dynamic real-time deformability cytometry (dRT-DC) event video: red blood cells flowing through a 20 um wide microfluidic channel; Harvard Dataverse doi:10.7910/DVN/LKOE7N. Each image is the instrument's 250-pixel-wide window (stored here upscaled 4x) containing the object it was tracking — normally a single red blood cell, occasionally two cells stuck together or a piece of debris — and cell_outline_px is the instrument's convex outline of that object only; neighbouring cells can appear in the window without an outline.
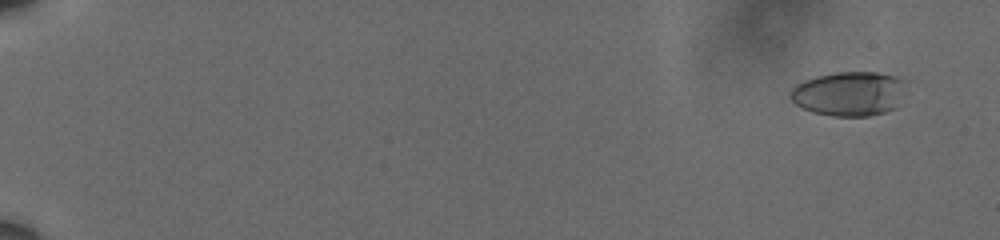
{"species": "human", "species_latin": "Homo sapiens", "temperature_condition": "cold", "stored_images_in_passage": 55, "camera_frame_rate_fps": 3000, "um_per_image_px": 0.085, "donor": {"sex": "male"}, "frame": {"image": 1, "passage_image": 3, "time_ms": 0.667, "image_size_px": [1000, 240], "cell_outline_px": [[908, 80], [896, 108], [884, 112], [868, 116], [832, 116], [812, 112], [796, 104], [792, 100], [792, 88], [796, 84], [804, 80], [816, 76], [836, 72], [876, 72], [896, 76]], "centroid_in_image_um": [72.22, 7.95], "position_along_channel_um": 12.8, "area_um2": 30.0}}
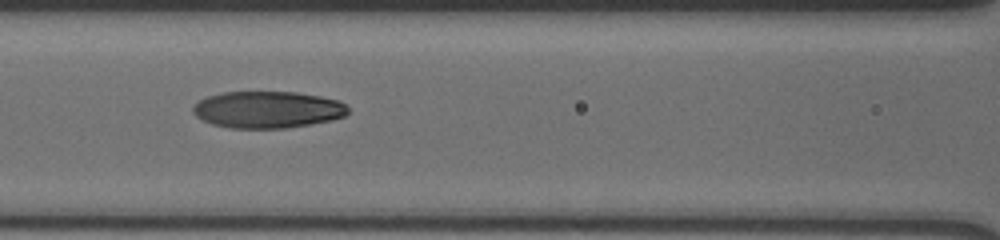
{"frame": {"image": 2, "passage_image": 25, "time_ms": 8.0, "image_size_px": [1000, 240], "cell_outline_px": [[348, 112], [344, 116], [332, 120], [284, 128], [228, 128], [212, 124], [196, 116], [192, 112], [192, 108], [200, 100], [208, 96], [224, 92], [296, 92], [320, 96], [340, 100], [348, 108]], "centroid_in_image_um": [22.74, 9.31], "position_along_channel_um": 143.9, "area_um2": 33.18}}
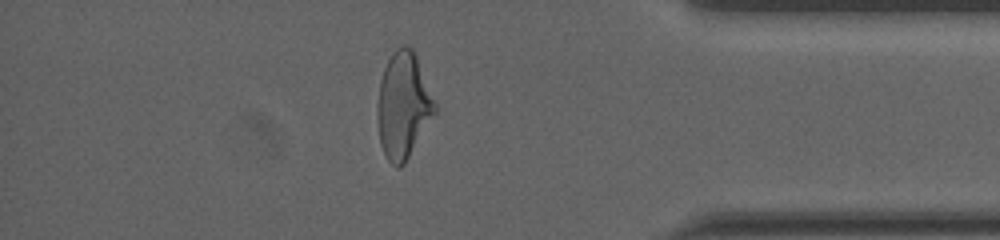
{"frame": {"image": 3, "passage_image": 48, "time_ms": 15.667, "image_size_px": [1000, 240], "cell_outline_px": [[436, 112], [404, 164], [400, 168], [396, 168], [388, 160], [380, 144], [376, 120], [376, 104], [380, 80], [384, 68], [392, 52], [396, 48], [404, 44], [412, 48], [416, 56], [436, 104]], "centroid_in_image_um": [34.24, 8.97], "position_along_channel_um": 401.0, "area_um2": 35.55}, "authors_computed_cell_mechanics": {"area_um2": 33.4084, "velocity_mm_per_s": 3.6177, "shape_relaxation_time_tau1_ms": 6.576, "shape_relaxation_time_tau2_ms": 2.2295, "deformation_change_tau1": 0.2088, "deformation_change_tau2": 0.0912}}